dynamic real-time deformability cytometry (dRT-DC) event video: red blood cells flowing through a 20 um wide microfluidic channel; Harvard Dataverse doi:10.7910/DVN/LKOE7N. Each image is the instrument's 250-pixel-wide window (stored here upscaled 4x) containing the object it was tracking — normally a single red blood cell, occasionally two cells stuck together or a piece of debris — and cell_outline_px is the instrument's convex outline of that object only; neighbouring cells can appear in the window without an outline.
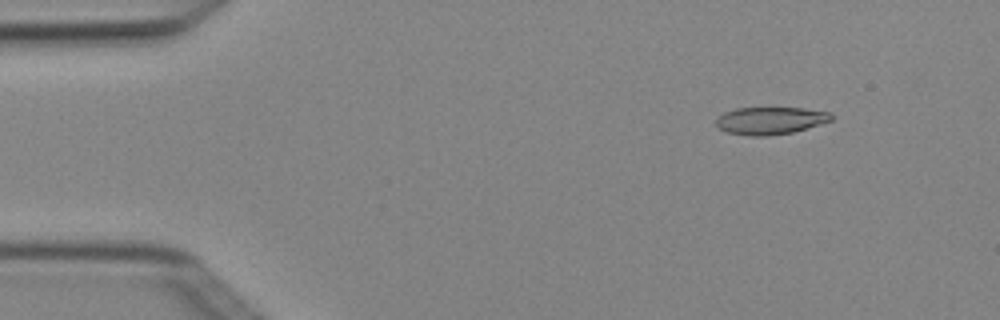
{"species": "Egyptian fruit bat (a non-hibernating species)", "species_latin": "Rousettus aegyptiacus", "temperature_condition": "cold", "stored_images_in_passage": 3, "camera_frame_rate_fps": 3000, "um_per_image_px": 0.085, "animal": {"sex": "female"}, "frame": {"image": 1, "passage_image": 1, "time_ms": 0.0, "image_size_px": [1000, 320], "cell_outline_px": [[832, 120], [792, 132], [768, 136], [748, 136], [728, 132], [720, 128], [716, 124], [716, 120], [724, 112], [736, 108], [804, 108], [832, 112]], "centroid_in_image_um": [65.48, 10.24], "position_along_channel_um": 19.5, "area_um2": 18.26}}